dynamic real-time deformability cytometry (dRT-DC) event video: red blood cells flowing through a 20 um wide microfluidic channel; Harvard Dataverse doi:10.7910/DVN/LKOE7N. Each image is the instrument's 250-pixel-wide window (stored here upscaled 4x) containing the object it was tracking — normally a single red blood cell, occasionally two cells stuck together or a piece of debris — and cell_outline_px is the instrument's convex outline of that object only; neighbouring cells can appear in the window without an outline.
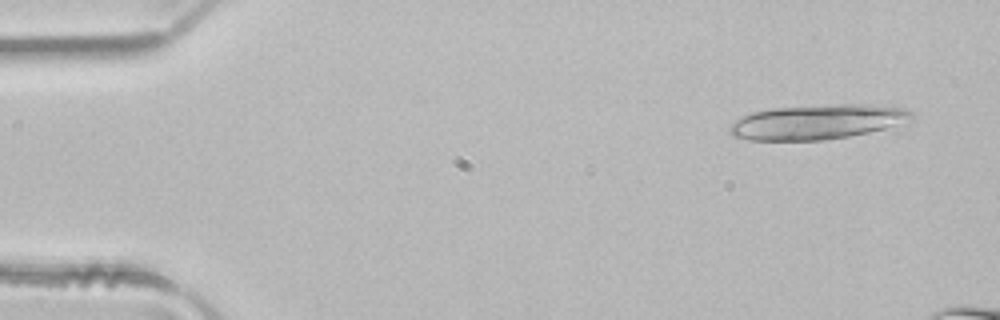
{"species": "common noctule bat (a hibernating species)", "species_latin": "Nyctalus noctula", "temperature_condition": "room temperature", "stored_images_in_passage": 4, "camera_frame_rate_fps": 3000, "um_per_image_px": 0.085, "animal": {"sex": "male", "body_mass_g": 21.5, "forearm_length_mm": 52.0}, "frame": {"image": 1, "passage_image": 1, "time_ms": 0.0, "image_size_px": [1000, 320], "cell_outline_px": [[916, 116], [912, 120], [904, 124], [868, 132], [848, 136], [824, 140], [748, 140], [732, 136], [728, 132], [728, 128], [736, 120], [752, 112], [776, 108], [840, 104], [864, 104], [900, 108], [912, 112]], "centroid_in_image_um": [69.49, 10.37], "position_along_channel_um": 15.5, "area_um2": 36.65}}